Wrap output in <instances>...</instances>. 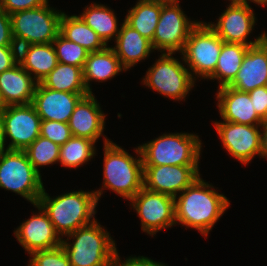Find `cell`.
<instances>
[{
	"instance_id": "42",
	"label": "cell",
	"mask_w": 267,
	"mask_h": 266,
	"mask_svg": "<svg viewBox=\"0 0 267 266\" xmlns=\"http://www.w3.org/2000/svg\"><path fill=\"white\" fill-rule=\"evenodd\" d=\"M252 1L253 3H257L258 5L260 4L261 6L263 5H266L267 6V0H250Z\"/></svg>"
},
{
	"instance_id": "28",
	"label": "cell",
	"mask_w": 267,
	"mask_h": 266,
	"mask_svg": "<svg viewBox=\"0 0 267 266\" xmlns=\"http://www.w3.org/2000/svg\"><path fill=\"white\" fill-rule=\"evenodd\" d=\"M249 46L235 43H223L218 63L210 79L219 81V88L229 86L237 76L243 58Z\"/></svg>"
},
{
	"instance_id": "2",
	"label": "cell",
	"mask_w": 267,
	"mask_h": 266,
	"mask_svg": "<svg viewBox=\"0 0 267 266\" xmlns=\"http://www.w3.org/2000/svg\"><path fill=\"white\" fill-rule=\"evenodd\" d=\"M102 189L74 191L51 198L43 189L38 205L48 214L56 232L62 236L92 223ZM92 218V219H91Z\"/></svg>"
},
{
	"instance_id": "41",
	"label": "cell",
	"mask_w": 267,
	"mask_h": 266,
	"mask_svg": "<svg viewBox=\"0 0 267 266\" xmlns=\"http://www.w3.org/2000/svg\"><path fill=\"white\" fill-rule=\"evenodd\" d=\"M5 136H4V124H3V119L1 116V112H0V155L7 151L8 149H5Z\"/></svg>"
},
{
	"instance_id": "11",
	"label": "cell",
	"mask_w": 267,
	"mask_h": 266,
	"mask_svg": "<svg viewBox=\"0 0 267 266\" xmlns=\"http://www.w3.org/2000/svg\"><path fill=\"white\" fill-rule=\"evenodd\" d=\"M255 14L246 1H231L221 14L216 24L207 23L211 29L225 42L255 46L261 43L267 34L263 32L254 41L248 42V35L255 25Z\"/></svg>"
},
{
	"instance_id": "16",
	"label": "cell",
	"mask_w": 267,
	"mask_h": 266,
	"mask_svg": "<svg viewBox=\"0 0 267 266\" xmlns=\"http://www.w3.org/2000/svg\"><path fill=\"white\" fill-rule=\"evenodd\" d=\"M40 211L24 221L14 234L18 242L28 254L39 250H49L61 246L62 237L56 232L48 214L38 204L34 205Z\"/></svg>"
},
{
	"instance_id": "7",
	"label": "cell",
	"mask_w": 267,
	"mask_h": 266,
	"mask_svg": "<svg viewBox=\"0 0 267 266\" xmlns=\"http://www.w3.org/2000/svg\"><path fill=\"white\" fill-rule=\"evenodd\" d=\"M0 188L12 191L38 204L44 186L39 174L26 153L7 150L0 155Z\"/></svg>"
},
{
	"instance_id": "8",
	"label": "cell",
	"mask_w": 267,
	"mask_h": 266,
	"mask_svg": "<svg viewBox=\"0 0 267 266\" xmlns=\"http://www.w3.org/2000/svg\"><path fill=\"white\" fill-rule=\"evenodd\" d=\"M223 43L206 22H199L190 31L181 55L192 77L209 79L214 74Z\"/></svg>"
},
{
	"instance_id": "13",
	"label": "cell",
	"mask_w": 267,
	"mask_h": 266,
	"mask_svg": "<svg viewBox=\"0 0 267 266\" xmlns=\"http://www.w3.org/2000/svg\"><path fill=\"white\" fill-rule=\"evenodd\" d=\"M0 112L5 141L11 140L6 149L24 151L40 136L41 118L31 103L5 106Z\"/></svg>"
},
{
	"instance_id": "25",
	"label": "cell",
	"mask_w": 267,
	"mask_h": 266,
	"mask_svg": "<svg viewBox=\"0 0 267 266\" xmlns=\"http://www.w3.org/2000/svg\"><path fill=\"white\" fill-rule=\"evenodd\" d=\"M59 33L67 40L79 44L89 52L101 51L108 46L102 41L99 35L77 15L67 16L63 12L60 18Z\"/></svg>"
},
{
	"instance_id": "36",
	"label": "cell",
	"mask_w": 267,
	"mask_h": 266,
	"mask_svg": "<svg viewBox=\"0 0 267 266\" xmlns=\"http://www.w3.org/2000/svg\"><path fill=\"white\" fill-rule=\"evenodd\" d=\"M250 99L253 101L254 109L257 115L266 122V110H267V85L263 87H257L254 90L248 92Z\"/></svg>"
},
{
	"instance_id": "22",
	"label": "cell",
	"mask_w": 267,
	"mask_h": 266,
	"mask_svg": "<svg viewBox=\"0 0 267 266\" xmlns=\"http://www.w3.org/2000/svg\"><path fill=\"white\" fill-rule=\"evenodd\" d=\"M115 40L116 45L111 48L125 70L131 69L136 63L147 58L154 50L151 41L143 37L125 21L122 23Z\"/></svg>"
},
{
	"instance_id": "37",
	"label": "cell",
	"mask_w": 267,
	"mask_h": 266,
	"mask_svg": "<svg viewBox=\"0 0 267 266\" xmlns=\"http://www.w3.org/2000/svg\"><path fill=\"white\" fill-rule=\"evenodd\" d=\"M0 46H17L12 37L11 18L0 7Z\"/></svg>"
},
{
	"instance_id": "19",
	"label": "cell",
	"mask_w": 267,
	"mask_h": 266,
	"mask_svg": "<svg viewBox=\"0 0 267 266\" xmlns=\"http://www.w3.org/2000/svg\"><path fill=\"white\" fill-rule=\"evenodd\" d=\"M267 85V37L259 44L248 48L242 65L229 87L249 92Z\"/></svg>"
},
{
	"instance_id": "12",
	"label": "cell",
	"mask_w": 267,
	"mask_h": 266,
	"mask_svg": "<svg viewBox=\"0 0 267 266\" xmlns=\"http://www.w3.org/2000/svg\"><path fill=\"white\" fill-rule=\"evenodd\" d=\"M141 220L142 231L156 234L176 224L174 197L144 187L129 200Z\"/></svg>"
},
{
	"instance_id": "6",
	"label": "cell",
	"mask_w": 267,
	"mask_h": 266,
	"mask_svg": "<svg viewBox=\"0 0 267 266\" xmlns=\"http://www.w3.org/2000/svg\"><path fill=\"white\" fill-rule=\"evenodd\" d=\"M62 13L51 8L48 2L34 9L12 13L10 18L14 43L17 47L52 43L59 34Z\"/></svg>"
},
{
	"instance_id": "27",
	"label": "cell",
	"mask_w": 267,
	"mask_h": 266,
	"mask_svg": "<svg viewBox=\"0 0 267 266\" xmlns=\"http://www.w3.org/2000/svg\"><path fill=\"white\" fill-rule=\"evenodd\" d=\"M163 4L155 0H139L128 10L124 21L152 43Z\"/></svg>"
},
{
	"instance_id": "18",
	"label": "cell",
	"mask_w": 267,
	"mask_h": 266,
	"mask_svg": "<svg viewBox=\"0 0 267 266\" xmlns=\"http://www.w3.org/2000/svg\"><path fill=\"white\" fill-rule=\"evenodd\" d=\"M72 136L88 138L96 143L105 126V114L93 93L82 97L69 119Z\"/></svg>"
},
{
	"instance_id": "20",
	"label": "cell",
	"mask_w": 267,
	"mask_h": 266,
	"mask_svg": "<svg viewBox=\"0 0 267 266\" xmlns=\"http://www.w3.org/2000/svg\"><path fill=\"white\" fill-rule=\"evenodd\" d=\"M216 96L223 121L244 125H261L264 122L257 115L248 92L225 86L218 89Z\"/></svg>"
},
{
	"instance_id": "29",
	"label": "cell",
	"mask_w": 267,
	"mask_h": 266,
	"mask_svg": "<svg viewBox=\"0 0 267 266\" xmlns=\"http://www.w3.org/2000/svg\"><path fill=\"white\" fill-rule=\"evenodd\" d=\"M79 17L92 28L107 45L114 36L116 39L120 28L115 13L105 5L91 4Z\"/></svg>"
},
{
	"instance_id": "35",
	"label": "cell",
	"mask_w": 267,
	"mask_h": 266,
	"mask_svg": "<svg viewBox=\"0 0 267 266\" xmlns=\"http://www.w3.org/2000/svg\"><path fill=\"white\" fill-rule=\"evenodd\" d=\"M48 0H0V7L8 14L34 9L45 5Z\"/></svg>"
},
{
	"instance_id": "39",
	"label": "cell",
	"mask_w": 267,
	"mask_h": 266,
	"mask_svg": "<svg viewBox=\"0 0 267 266\" xmlns=\"http://www.w3.org/2000/svg\"><path fill=\"white\" fill-rule=\"evenodd\" d=\"M120 260V256L118 251L116 252L115 255V259H114V263L113 266H166L165 264H162L161 262H155L153 260H151L148 257H143V256H139V257H129L125 260V262L121 263L119 262Z\"/></svg>"
},
{
	"instance_id": "17",
	"label": "cell",
	"mask_w": 267,
	"mask_h": 266,
	"mask_svg": "<svg viewBox=\"0 0 267 266\" xmlns=\"http://www.w3.org/2000/svg\"><path fill=\"white\" fill-rule=\"evenodd\" d=\"M88 94H78L51 90L37 83L32 105L41 120L68 123L76 104Z\"/></svg>"
},
{
	"instance_id": "5",
	"label": "cell",
	"mask_w": 267,
	"mask_h": 266,
	"mask_svg": "<svg viewBox=\"0 0 267 266\" xmlns=\"http://www.w3.org/2000/svg\"><path fill=\"white\" fill-rule=\"evenodd\" d=\"M201 140L196 134H163L138 146L143 165L198 166Z\"/></svg>"
},
{
	"instance_id": "38",
	"label": "cell",
	"mask_w": 267,
	"mask_h": 266,
	"mask_svg": "<svg viewBox=\"0 0 267 266\" xmlns=\"http://www.w3.org/2000/svg\"><path fill=\"white\" fill-rule=\"evenodd\" d=\"M18 63L17 46H0V74Z\"/></svg>"
},
{
	"instance_id": "26",
	"label": "cell",
	"mask_w": 267,
	"mask_h": 266,
	"mask_svg": "<svg viewBox=\"0 0 267 266\" xmlns=\"http://www.w3.org/2000/svg\"><path fill=\"white\" fill-rule=\"evenodd\" d=\"M51 90L90 94L85 86L83 68L58 62L57 66L40 82Z\"/></svg>"
},
{
	"instance_id": "9",
	"label": "cell",
	"mask_w": 267,
	"mask_h": 266,
	"mask_svg": "<svg viewBox=\"0 0 267 266\" xmlns=\"http://www.w3.org/2000/svg\"><path fill=\"white\" fill-rule=\"evenodd\" d=\"M173 53H162L153 67H150L143 84L172 100H185L194 86L195 77Z\"/></svg>"
},
{
	"instance_id": "10",
	"label": "cell",
	"mask_w": 267,
	"mask_h": 266,
	"mask_svg": "<svg viewBox=\"0 0 267 266\" xmlns=\"http://www.w3.org/2000/svg\"><path fill=\"white\" fill-rule=\"evenodd\" d=\"M188 19L179 3L163 4L152 40L153 49L161 53H181L190 31L199 23Z\"/></svg>"
},
{
	"instance_id": "33",
	"label": "cell",
	"mask_w": 267,
	"mask_h": 266,
	"mask_svg": "<svg viewBox=\"0 0 267 266\" xmlns=\"http://www.w3.org/2000/svg\"><path fill=\"white\" fill-rule=\"evenodd\" d=\"M30 256L32 258L28 266H71L62 245L49 250L32 252Z\"/></svg>"
},
{
	"instance_id": "40",
	"label": "cell",
	"mask_w": 267,
	"mask_h": 266,
	"mask_svg": "<svg viewBox=\"0 0 267 266\" xmlns=\"http://www.w3.org/2000/svg\"><path fill=\"white\" fill-rule=\"evenodd\" d=\"M261 158H267V121L261 124Z\"/></svg>"
},
{
	"instance_id": "21",
	"label": "cell",
	"mask_w": 267,
	"mask_h": 266,
	"mask_svg": "<svg viewBox=\"0 0 267 266\" xmlns=\"http://www.w3.org/2000/svg\"><path fill=\"white\" fill-rule=\"evenodd\" d=\"M37 81L18 62L0 74V96L4 107L32 103Z\"/></svg>"
},
{
	"instance_id": "32",
	"label": "cell",
	"mask_w": 267,
	"mask_h": 266,
	"mask_svg": "<svg viewBox=\"0 0 267 266\" xmlns=\"http://www.w3.org/2000/svg\"><path fill=\"white\" fill-rule=\"evenodd\" d=\"M57 60L63 64L74 65L83 68L88 58L89 51L75 42H71L60 33L52 42Z\"/></svg>"
},
{
	"instance_id": "34",
	"label": "cell",
	"mask_w": 267,
	"mask_h": 266,
	"mask_svg": "<svg viewBox=\"0 0 267 266\" xmlns=\"http://www.w3.org/2000/svg\"><path fill=\"white\" fill-rule=\"evenodd\" d=\"M40 136L61 146L72 137V134L68 123L41 120Z\"/></svg>"
},
{
	"instance_id": "24",
	"label": "cell",
	"mask_w": 267,
	"mask_h": 266,
	"mask_svg": "<svg viewBox=\"0 0 267 266\" xmlns=\"http://www.w3.org/2000/svg\"><path fill=\"white\" fill-rule=\"evenodd\" d=\"M120 71H126L111 47L97 52H90L83 67V78L89 93H92L90 81H106Z\"/></svg>"
},
{
	"instance_id": "1",
	"label": "cell",
	"mask_w": 267,
	"mask_h": 266,
	"mask_svg": "<svg viewBox=\"0 0 267 266\" xmlns=\"http://www.w3.org/2000/svg\"><path fill=\"white\" fill-rule=\"evenodd\" d=\"M180 194L174 197L176 223L197 229L205 237L230 206L227 197L201 177Z\"/></svg>"
},
{
	"instance_id": "30",
	"label": "cell",
	"mask_w": 267,
	"mask_h": 266,
	"mask_svg": "<svg viewBox=\"0 0 267 266\" xmlns=\"http://www.w3.org/2000/svg\"><path fill=\"white\" fill-rule=\"evenodd\" d=\"M95 142L84 137L72 136L60 146L59 162L68 168H77L96 154Z\"/></svg>"
},
{
	"instance_id": "43",
	"label": "cell",
	"mask_w": 267,
	"mask_h": 266,
	"mask_svg": "<svg viewBox=\"0 0 267 266\" xmlns=\"http://www.w3.org/2000/svg\"><path fill=\"white\" fill-rule=\"evenodd\" d=\"M160 3L168 4V3H179V0H155Z\"/></svg>"
},
{
	"instance_id": "4",
	"label": "cell",
	"mask_w": 267,
	"mask_h": 266,
	"mask_svg": "<svg viewBox=\"0 0 267 266\" xmlns=\"http://www.w3.org/2000/svg\"><path fill=\"white\" fill-rule=\"evenodd\" d=\"M104 188L128 199L133 198L143 188V164L139 147L135 152L138 158L131 156L104 136Z\"/></svg>"
},
{
	"instance_id": "31",
	"label": "cell",
	"mask_w": 267,
	"mask_h": 266,
	"mask_svg": "<svg viewBox=\"0 0 267 266\" xmlns=\"http://www.w3.org/2000/svg\"><path fill=\"white\" fill-rule=\"evenodd\" d=\"M24 152L35 170L40 174L39 167L59 162L60 146L39 136Z\"/></svg>"
},
{
	"instance_id": "14",
	"label": "cell",
	"mask_w": 267,
	"mask_h": 266,
	"mask_svg": "<svg viewBox=\"0 0 267 266\" xmlns=\"http://www.w3.org/2000/svg\"><path fill=\"white\" fill-rule=\"evenodd\" d=\"M198 166L143 165V187L177 197L200 177Z\"/></svg>"
},
{
	"instance_id": "23",
	"label": "cell",
	"mask_w": 267,
	"mask_h": 266,
	"mask_svg": "<svg viewBox=\"0 0 267 266\" xmlns=\"http://www.w3.org/2000/svg\"><path fill=\"white\" fill-rule=\"evenodd\" d=\"M18 62L38 83L58 64L52 43L18 47Z\"/></svg>"
},
{
	"instance_id": "44",
	"label": "cell",
	"mask_w": 267,
	"mask_h": 266,
	"mask_svg": "<svg viewBox=\"0 0 267 266\" xmlns=\"http://www.w3.org/2000/svg\"><path fill=\"white\" fill-rule=\"evenodd\" d=\"M4 108V105H3V102H2V99H1V96H0V111Z\"/></svg>"
},
{
	"instance_id": "15",
	"label": "cell",
	"mask_w": 267,
	"mask_h": 266,
	"mask_svg": "<svg viewBox=\"0 0 267 266\" xmlns=\"http://www.w3.org/2000/svg\"><path fill=\"white\" fill-rule=\"evenodd\" d=\"M214 126L223 147L241 163L248 164L255 155L261 157V125L223 121L215 122Z\"/></svg>"
},
{
	"instance_id": "3",
	"label": "cell",
	"mask_w": 267,
	"mask_h": 266,
	"mask_svg": "<svg viewBox=\"0 0 267 266\" xmlns=\"http://www.w3.org/2000/svg\"><path fill=\"white\" fill-rule=\"evenodd\" d=\"M73 243L62 240L71 266H113L117 252L115 241L96 219L66 235Z\"/></svg>"
}]
</instances>
